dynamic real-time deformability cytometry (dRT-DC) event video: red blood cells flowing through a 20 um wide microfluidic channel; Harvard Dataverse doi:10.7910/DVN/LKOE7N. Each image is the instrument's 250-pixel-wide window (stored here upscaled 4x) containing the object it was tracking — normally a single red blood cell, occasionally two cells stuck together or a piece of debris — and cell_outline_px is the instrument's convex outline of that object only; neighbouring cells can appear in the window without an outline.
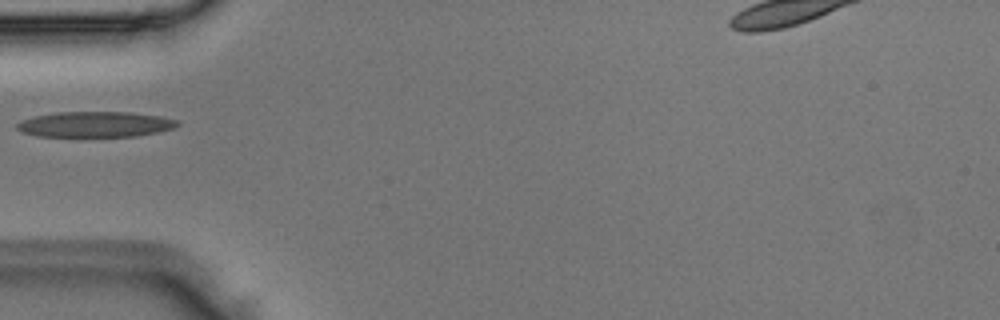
{"species": "Egyptian fruit bat (a non-hibernating species)", "species_latin": "Rousettus aegyptiacus", "temperature_condition": "room temperature", "stored_images_in_passage": 1, "camera_frame_rate_fps": 3000, "um_per_image_px": 0.085, "animal": {"sex": "male"}, "frame": {"image": 1, "passage_image": 1, "time_ms": 0.0, "image_size_px": [1000, 320], "cell_outline_px": [[180, 124], [172, 128], [156, 132], [136, 136], [36, 136], [20, 132], [16, 128], [16, 124], [20, 120], [36, 116], [56, 112], [132, 112], [160, 116], [176, 120]], "centroid_in_image_um": [8.04, 10.56], "position_along_channel_um": 77.0, "area_um2": 23.81}}